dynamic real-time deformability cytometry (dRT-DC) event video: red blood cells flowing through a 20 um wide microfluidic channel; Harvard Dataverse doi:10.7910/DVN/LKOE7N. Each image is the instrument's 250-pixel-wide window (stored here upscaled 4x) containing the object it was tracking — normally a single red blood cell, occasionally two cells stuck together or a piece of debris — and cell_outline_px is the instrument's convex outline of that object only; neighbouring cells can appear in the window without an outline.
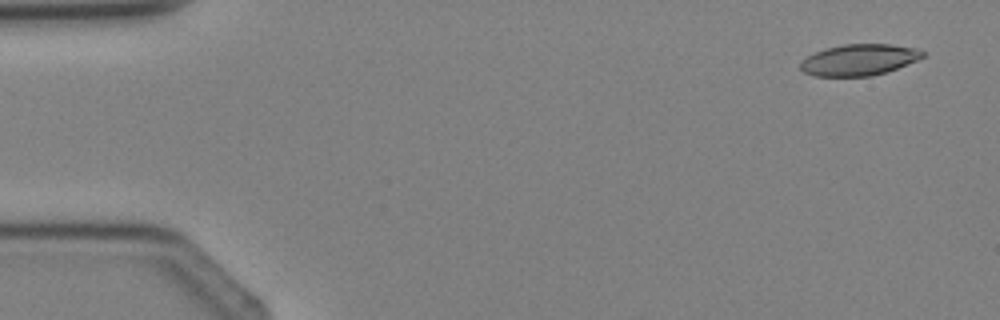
{"species": "Egyptian fruit bat (a non-hibernating species)", "species_latin": "Rousettus aegyptiacus", "temperature_condition": "cold", "stored_images_in_passage": 4, "camera_frame_rate_fps": 3000, "um_per_image_px": 0.085, "animal": {"sex": "female"}, "frame": {"image": 1, "passage_image": 4, "time_ms": 3.333, "image_size_px": [1000, 320], "cell_outline_px": [[924, 56], [916, 60], [896, 68], [872, 76], [816, 76], [804, 72], [800, 68], [800, 64], [808, 56], [816, 52], [828, 48], [844, 44], [888, 44], [916, 48], [924, 52]], "centroid_in_image_um": [73.02, 5.08], "position_along_channel_um": 12.0, "area_um2": 21.85}}